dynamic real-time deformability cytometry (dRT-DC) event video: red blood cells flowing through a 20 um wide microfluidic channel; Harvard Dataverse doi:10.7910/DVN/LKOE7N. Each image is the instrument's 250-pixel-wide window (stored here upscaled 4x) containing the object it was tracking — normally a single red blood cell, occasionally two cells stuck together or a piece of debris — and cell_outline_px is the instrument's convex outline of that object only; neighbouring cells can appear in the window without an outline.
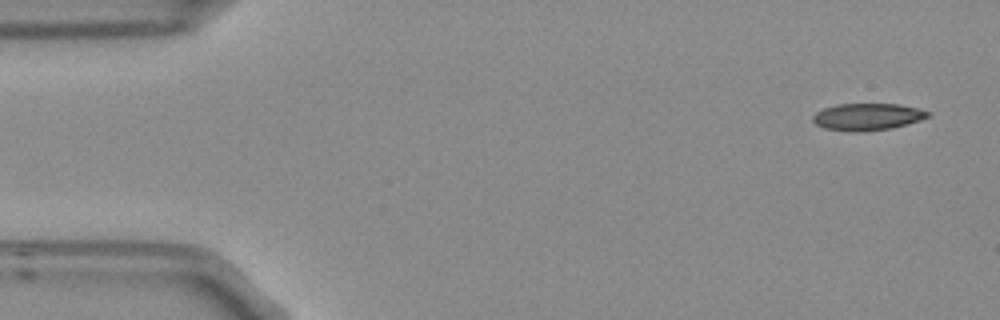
{"species": "Egyptian fruit bat (a non-hibernating species)", "species_latin": "Rousettus aegyptiacus", "temperature_condition": "room temperature", "stored_images_in_passage": 4, "camera_frame_rate_fps": 3000, "um_per_image_px": 0.085, "frame": {"image": 1, "passage_image": 1, "time_ms": 0.0, "image_size_px": [1000, 320], "cell_outline_px": [[932, 112], [928, 116], [920, 120], [892, 128], [860, 132], [848, 132], [824, 128], [816, 124], [812, 120], [812, 116], [816, 112], [824, 108], [836, 104], [900, 104]], "centroid_in_image_um": [73.7, 9.93], "position_along_channel_um": 11.3, "area_um2": 18.15}}
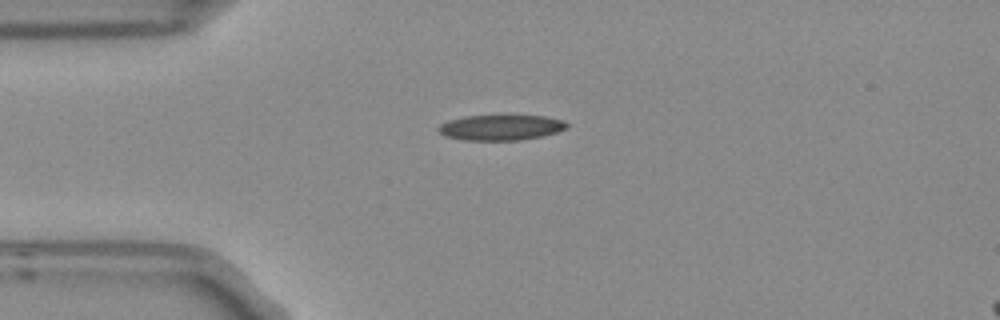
{"frame": {"image": 2, "passage_image": 4, "time_ms": 1.0, "image_size_px": [1000, 320], "cell_outline_px": [[568, 128], [556, 132], [540, 136], [520, 140], [460, 140], [444, 136], [436, 128], [440, 124], [448, 120], [464, 116], [544, 116], [564, 120], [568, 124]], "centroid_in_image_um": [42.54, 10.84], "position_along_channel_um": 42.5, "area_um2": 19.02}}